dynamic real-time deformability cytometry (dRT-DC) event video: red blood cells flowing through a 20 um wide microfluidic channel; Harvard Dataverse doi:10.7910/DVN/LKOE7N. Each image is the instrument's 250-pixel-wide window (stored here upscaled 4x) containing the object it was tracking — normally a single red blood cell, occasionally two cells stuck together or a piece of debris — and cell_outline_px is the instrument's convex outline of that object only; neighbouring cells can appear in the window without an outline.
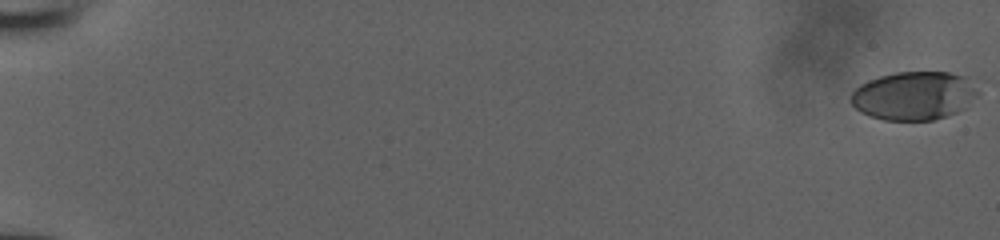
{"species": "human", "species_latin": "Homo sapiens", "temperature_condition": "room temperature", "stored_images_in_passage": 54, "camera_frame_rate_fps": 3000, "um_per_image_px": 0.085, "donor": {"sex": "male"}, "frame": {"image": 1, "passage_image": 1, "time_ms": 0.0, "image_size_px": [1000, 240], "cell_outline_px": [[980, 92], [964, 108], [956, 112], [932, 120], [884, 120], [860, 112], [852, 104], [852, 92], [860, 84], [868, 80], [880, 76], [896, 72], [948, 72], [968, 76]], "centroid_in_image_um": [77.71, 8.12], "position_along_channel_um": 7.3, "area_um2": 35.84}}
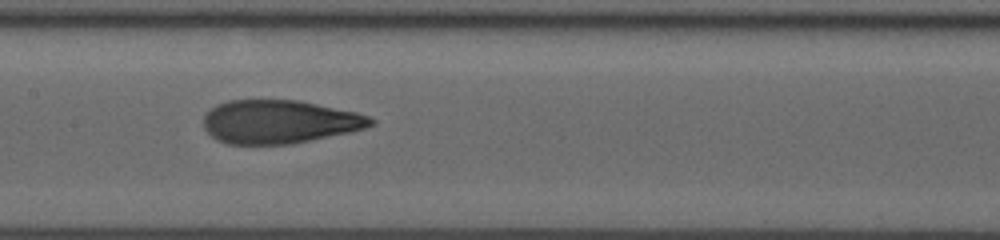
{"frame": {"image": 2, "passage_image": 30, "time_ms": 9.667, "image_size_px": [1000, 240], "cell_outline_px": [[376, 124], [364, 128], [348, 132], [292, 144], [228, 144], [216, 140], [204, 128], [204, 116], [216, 104], [228, 100], [300, 100], [356, 112], [368, 116], [376, 120]], "centroid_in_image_um": [23.74, 10.34], "position_along_channel_um": 183.7, "area_um2": 42.31}}
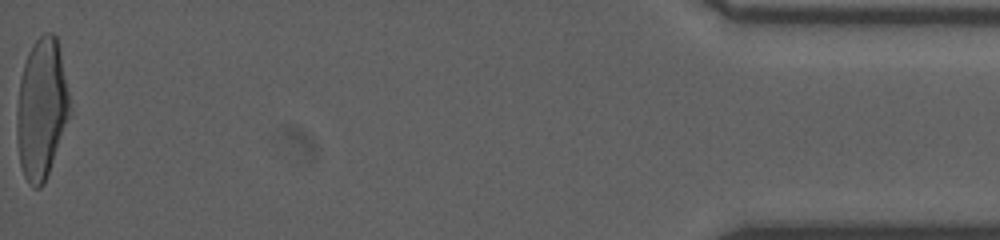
{"frame": {"image": 3, "passage_image": 54, "time_ms": 17.667, "image_size_px": [1000, 240], "cell_outline_px": [[68, 116], [44, 184], [40, 188], [32, 188], [24, 176], [20, 164], [16, 140], [16, 112], [20, 80], [24, 64], [28, 52], [32, 44], [44, 32], [52, 32], [56, 36], [60, 52], [68, 92]], "centroid_in_image_um": [3.48, 9.24], "position_along_channel_um": 431.7, "area_um2": 42.6}}